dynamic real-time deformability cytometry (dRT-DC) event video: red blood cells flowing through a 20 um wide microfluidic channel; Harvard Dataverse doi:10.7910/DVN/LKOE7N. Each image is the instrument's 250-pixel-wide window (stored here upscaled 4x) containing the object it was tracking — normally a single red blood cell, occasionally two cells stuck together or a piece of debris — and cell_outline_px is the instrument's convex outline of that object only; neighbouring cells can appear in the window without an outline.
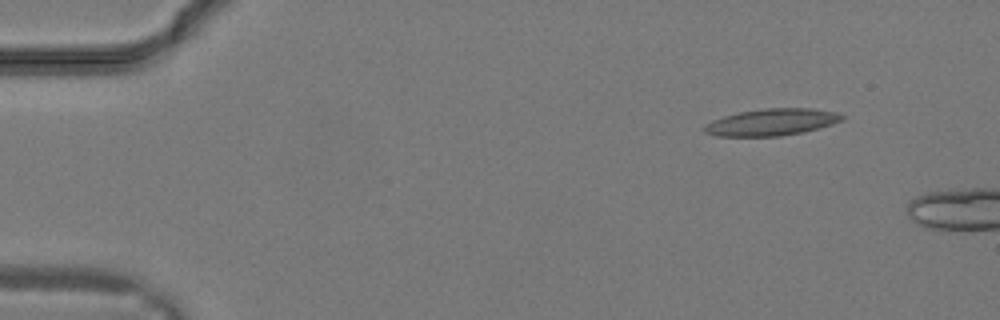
{"species": "common noctule bat (a hibernating species)", "species_latin": "Nyctalus noctula", "temperature_condition": "warm", "stored_images_in_passage": 4, "camera_frame_rate_fps": 3000, "um_per_image_px": 0.085, "animal": {"sex": "male", "body_mass_g": 19.2, "forearm_length_mm": 51.8}, "frame": {"image": 1, "passage_image": 1, "time_ms": 0.0, "image_size_px": [1000, 320], "cell_outline_px": [[844, 120], [832, 124], [804, 132], [780, 136], [716, 136], [704, 132], [704, 128], [712, 120], [724, 116], [740, 112], [764, 108], [812, 108], [836, 112], [844, 116]], "centroid_in_image_um": [65.62, 10.38], "position_along_channel_um": 19.4, "area_um2": 21.44}}